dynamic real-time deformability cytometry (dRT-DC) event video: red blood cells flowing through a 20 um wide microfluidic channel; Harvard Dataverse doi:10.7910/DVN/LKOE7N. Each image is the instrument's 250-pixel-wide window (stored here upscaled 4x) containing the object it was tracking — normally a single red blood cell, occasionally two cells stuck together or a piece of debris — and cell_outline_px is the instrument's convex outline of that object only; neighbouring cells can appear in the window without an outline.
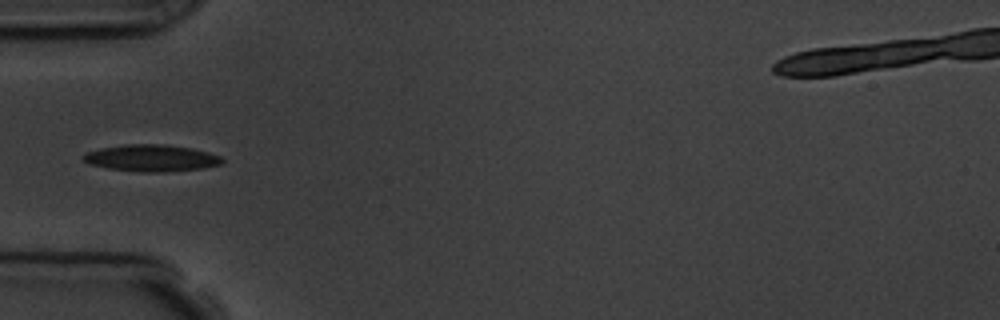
{"species": "common noctule bat (a hibernating species)", "species_latin": "Nyctalus noctula", "temperature_condition": "room temperature", "stored_images_in_passage": 1, "camera_frame_rate_fps": 3000, "um_per_image_px": 0.085, "animal": {"sex": "male", "body_mass_g": 19.5, "forearm_length_mm": 54.6}, "frame": {"image": 1, "passage_image": 1, "time_ms": 0.0, "image_size_px": [1000, 320], "cell_outline_px": [[224, 160], [220, 164], [200, 168], [164, 172], [144, 172], [108, 168], [88, 164], [80, 156], [84, 152], [100, 148], [124, 144], [164, 144], [192, 148], [208, 152], [220, 156]], "centroid_in_image_um": [12.8, 13.42], "position_along_channel_um": 72.2, "area_um2": 21.68}}